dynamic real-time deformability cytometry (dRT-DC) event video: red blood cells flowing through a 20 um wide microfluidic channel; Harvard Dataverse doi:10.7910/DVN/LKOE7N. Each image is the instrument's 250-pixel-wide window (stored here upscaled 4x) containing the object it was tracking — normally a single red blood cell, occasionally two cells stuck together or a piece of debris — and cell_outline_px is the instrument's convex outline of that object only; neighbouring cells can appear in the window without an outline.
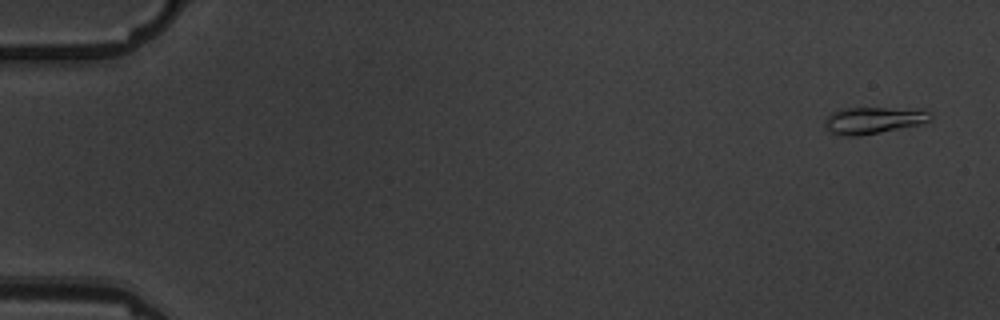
{"species": "common noctule bat (a hibernating species)", "species_latin": "Nyctalus noctula", "temperature_condition": "warm", "stored_images_in_passage": 4, "camera_frame_rate_fps": 3000, "um_per_image_px": 0.085, "animal": {"sex": "male", "body_mass_g": 19.5, "forearm_length_mm": 54.6}, "frame": {"image": 1, "passage_image": 1, "time_ms": 0.0, "image_size_px": [1000, 320], "cell_outline_px": [[932, 120], [920, 124], [860, 136], [848, 136], [832, 132], [824, 124], [824, 120], [832, 112], [844, 108], [924, 108], [932, 112]], "centroid_in_image_um": [74.33, 10.2], "position_along_channel_um": 10.7, "area_um2": 16.59}}